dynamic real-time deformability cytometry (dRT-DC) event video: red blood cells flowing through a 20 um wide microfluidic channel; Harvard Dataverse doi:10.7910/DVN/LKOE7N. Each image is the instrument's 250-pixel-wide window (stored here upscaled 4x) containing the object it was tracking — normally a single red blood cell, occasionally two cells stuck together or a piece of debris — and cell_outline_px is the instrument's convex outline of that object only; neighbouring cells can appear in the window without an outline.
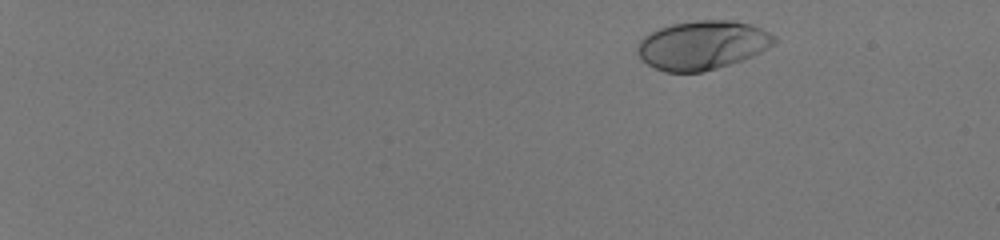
{"species": "human", "species_latin": "Homo sapiens", "temperature_condition": "room temperature", "stored_images_in_passage": 52, "camera_frame_rate_fps": 3000, "um_per_image_px": 0.085, "donor": {"sex": "male"}, "frame": {"image": 1, "passage_image": 5, "time_ms": 1.333, "image_size_px": [1000, 240], "cell_outline_px": [[776, 40], [772, 44], [760, 52], [752, 56], [716, 68], [700, 72], [664, 72], [640, 60], [636, 52], [636, 44], [644, 36], [660, 28], [672, 24], [696, 20], [732, 20], [752, 24], [776, 36]], "centroid_in_image_um": [59.66, 3.83], "position_along_channel_um": 25.3, "area_um2": 38.84}}
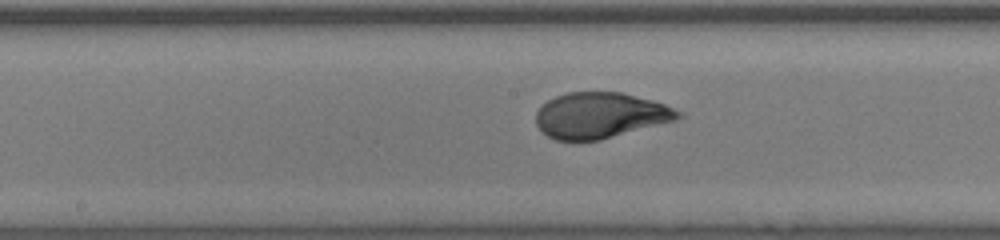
{"frame": {"image": 2, "passage_image": 31, "time_ms": 10.0, "image_size_px": [1000, 240], "cell_outline_px": [[684, 116], [676, 120], [600, 140], [556, 140], [548, 136], [536, 124], [536, 112], [548, 100], [556, 96], [568, 92], [624, 92], [652, 100], [664, 104], [680, 112]], "centroid_in_image_um": [51.03, 9.8], "position_along_channel_um": 197.2, "area_um2": 37.69}}
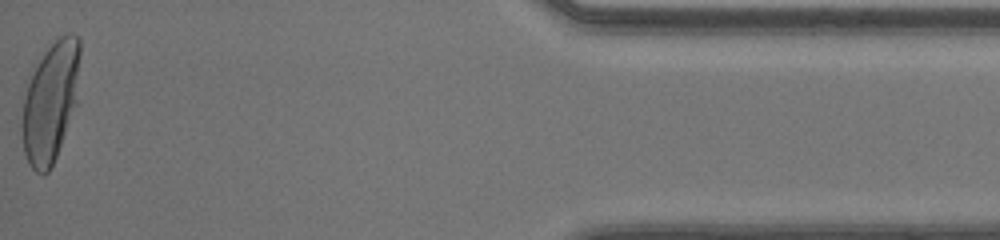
{"frame": {"image": 3, "passage_image": 52, "time_ms": 17.0, "image_size_px": [1000, 240], "cell_outline_px": [[80, 52], [76, 104], [56, 156], [48, 172], [44, 176], [36, 172], [28, 164], [24, 152], [20, 128], [20, 124], [24, 96], [28, 72], [32, 64], [60, 36], [68, 32], [72, 32], [80, 40]], "centroid_in_image_um": [4.23, 8.63], "position_along_channel_um": 431.0, "area_um2": 41.27}, "authors_computed_cell_mechanics": {"area_um2": 38.3792, "velocity_mm_per_s": 4.105, "shape_relaxation_time_tau1_ms": 3.9401, "shape_relaxation_time_tau2_ms": null, "deformation_change_tau1": 0.2162, "deformation_change_tau2": null}}